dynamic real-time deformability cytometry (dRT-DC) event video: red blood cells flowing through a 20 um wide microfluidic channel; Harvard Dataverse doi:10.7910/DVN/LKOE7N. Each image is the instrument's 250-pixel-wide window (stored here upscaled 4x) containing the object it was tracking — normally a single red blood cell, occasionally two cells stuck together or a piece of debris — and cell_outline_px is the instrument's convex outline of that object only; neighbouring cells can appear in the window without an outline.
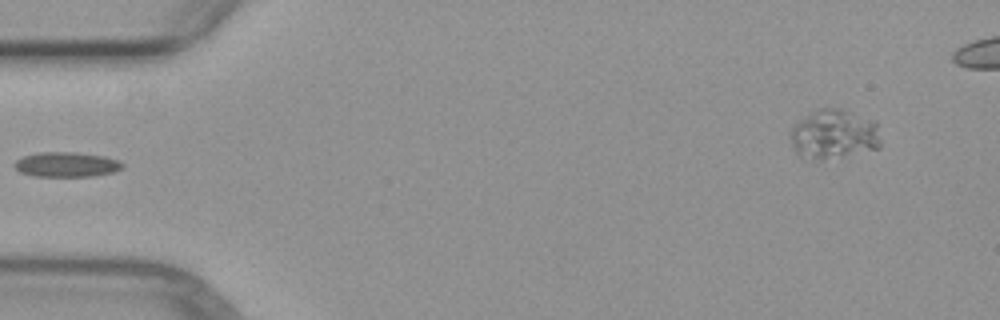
{"species": "common noctule bat (a hibernating species)", "species_latin": "Nyctalus noctula", "temperature_condition": "warm", "stored_images_in_passage": 5, "segment_of_instrument_passage": [2, 2], "camera_frame_rate_fps": 3000, "um_per_image_px": 0.085, "animal": {"sex": "female", "body_mass_g": 29.2, "forearm_length_mm": 56.3}, "frame": {"image": 1, "passage_image": 5, "time_ms": 4.667, "image_size_px": [1000, 320], "cell_outline_px": [[124, 168], [112, 172], [92, 176], [32, 176], [20, 172], [12, 164], [16, 160], [24, 156], [40, 152], [72, 152], [104, 156], [120, 160], [124, 164]], "centroid_in_image_um": [5.66, 13.98], "position_along_channel_um": 79.3, "area_um2": 15.66}}